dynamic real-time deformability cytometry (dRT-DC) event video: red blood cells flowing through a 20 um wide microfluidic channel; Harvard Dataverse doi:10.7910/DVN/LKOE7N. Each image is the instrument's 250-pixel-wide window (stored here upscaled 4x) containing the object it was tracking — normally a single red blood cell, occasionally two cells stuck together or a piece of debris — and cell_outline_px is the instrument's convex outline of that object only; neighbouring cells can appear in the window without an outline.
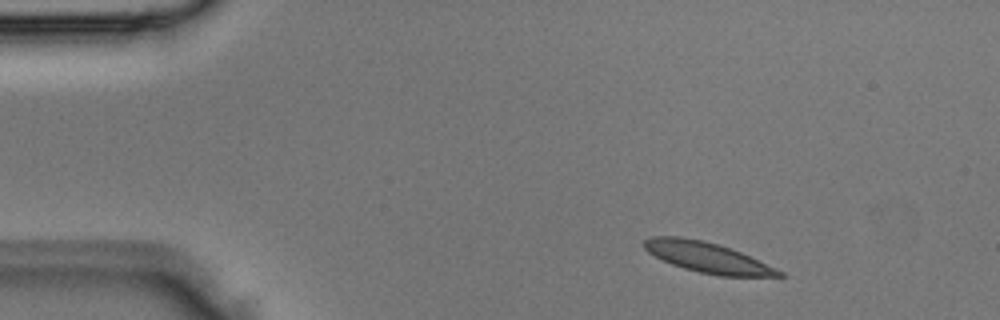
{"species": "Egyptian fruit bat (a non-hibernating species)", "species_latin": "Rousettus aegyptiacus", "temperature_condition": "room temperature", "stored_images_in_passage": 4, "camera_frame_rate_fps": 3000, "um_per_image_px": 0.085, "animal": {"sex": "male"}, "frame": {"image": 1, "passage_image": 1, "time_ms": 0.0, "image_size_px": [1000, 320], "cell_outline_px": [[788, 276], [720, 276], [700, 272], [684, 268], [672, 264], [648, 252], [644, 248], [644, 240], [652, 236], [680, 236], [704, 240], [732, 248], [776, 268], [784, 272]], "centroid_in_image_um": [60.15, 21.87], "position_along_channel_um": 24.9, "area_um2": 23.76}}
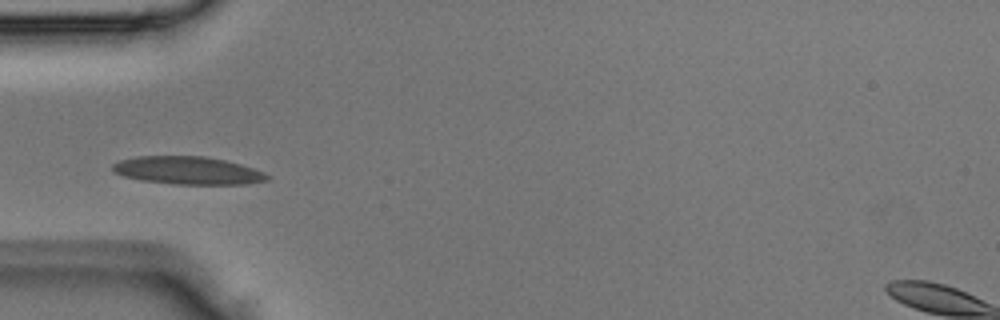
{"frame": {"image": 2, "passage_image": 3, "time_ms": 0.667, "image_size_px": [1000, 320], "cell_outline_px": [[268, 180], [244, 184], [172, 184], [140, 180], [124, 176], [112, 172], [112, 164], [120, 160], [136, 156], [204, 156], [224, 160], [240, 164], [264, 172], [268, 176]], "centroid_in_image_um": [15.91, 14.49], "position_along_channel_um": 69.1, "area_um2": 25.03}}
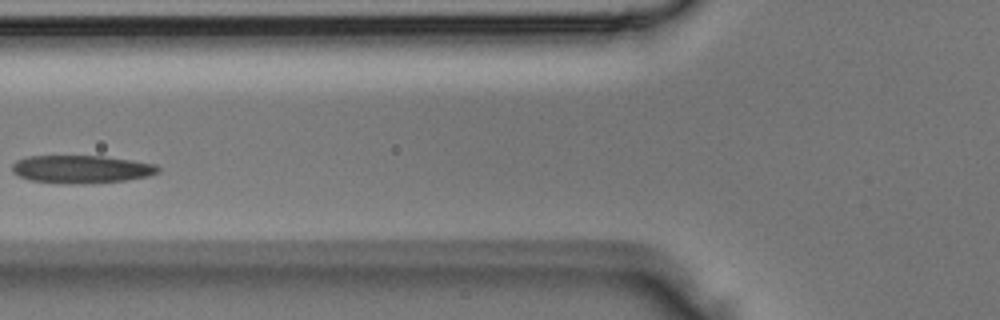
{"frame": {"image": 3, "passage_image": 4, "time_ms": 1.0, "image_size_px": [1000, 320], "cell_outline_px": [[160, 172], [148, 176], [124, 180], [88, 184], [64, 184], [28, 180], [12, 172], [12, 164], [16, 160], [28, 156], [104, 156], [132, 160], [156, 164], [160, 168]], "centroid_in_image_um": [6.91, 14.39], "position_along_channel_um": 118.9, "area_um2": 23.99}}